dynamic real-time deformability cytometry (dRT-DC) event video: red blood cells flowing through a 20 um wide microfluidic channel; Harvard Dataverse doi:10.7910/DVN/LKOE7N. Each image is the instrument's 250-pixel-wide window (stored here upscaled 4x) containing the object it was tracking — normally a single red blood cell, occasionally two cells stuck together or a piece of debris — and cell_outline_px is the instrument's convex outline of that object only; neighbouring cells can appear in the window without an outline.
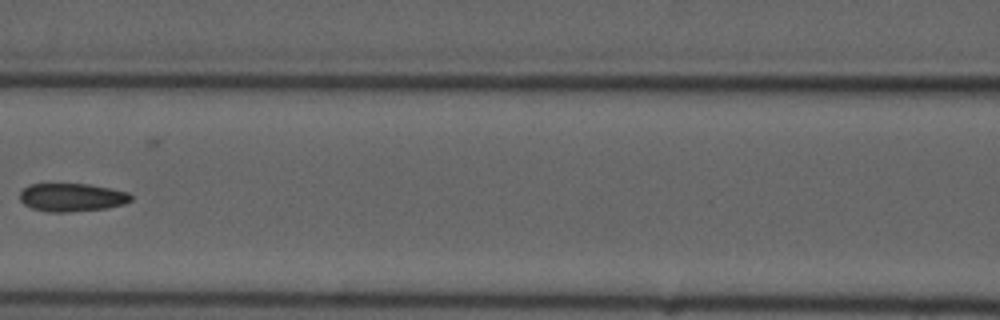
{"species": "common noctule bat (a hibernating species)", "species_latin": "Nyctalus noctula", "temperature_condition": "cold", "stored_images_in_passage": 7, "camera_frame_rate_fps": 3000, "um_per_image_px": 0.085, "animal": {"sex": "male", "forearm_length_mm": 52.5}, "frame": {"image": 1, "passage_image": 7, "time_ms": 7.667, "image_size_px": [1000, 320], "cell_outline_px": [[132, 200], [124, 204], [108, 208], [68, 212], [48, 212], [32, 208], [24, 204], [20, 200], [20, 192], [28, 184], [88, 184], [112, 188], [128, 192], [132, 196]], "centroid_in_image_um": [6.13, 16.77], "position_along_channel_um": 160.5, "area_um2": 18.38}}